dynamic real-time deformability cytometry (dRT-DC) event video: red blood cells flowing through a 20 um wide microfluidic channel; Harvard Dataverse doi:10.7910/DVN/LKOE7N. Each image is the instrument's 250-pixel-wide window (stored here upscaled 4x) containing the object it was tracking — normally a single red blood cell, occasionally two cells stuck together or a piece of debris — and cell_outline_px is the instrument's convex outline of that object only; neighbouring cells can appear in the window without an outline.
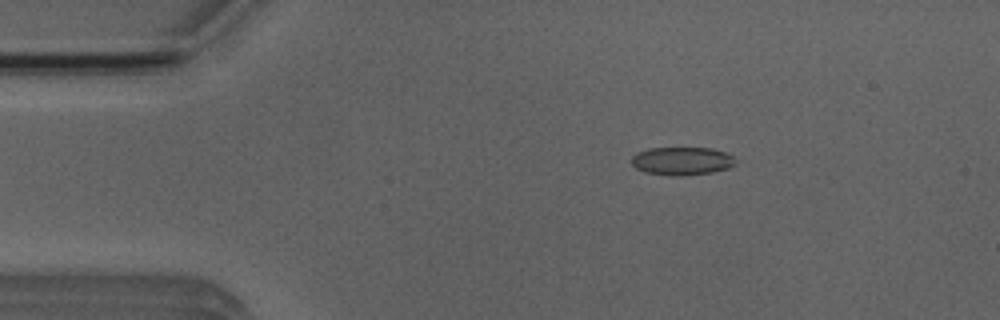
{"species": "Egyptian fruit bat (a non-hibernating species)", "species_latin": "Rousettus aegyptiacus", "temperature_condition": "room temperature", "stored_images_in_passage": 6, "camera_frame_rate_fps": 3000, "um_per_image_px": 0.085, "animal": {"sex": "male"}, "frame": {"image": 1, "passage_image": 3, "time_ms": 2.333, "image_size_px": [1000, 320], "cell_outline_px": [[736, 164], [728, 168], [712, 172], [680, 176], [672, 176], [644, 172], [636, 168], [632, 164], [632, 156], [636, 152], [648, 148], [712, 148], [724, 152], [732, 156], [736, 160]], "centroid_in_image_um": [57.95, 13.68], "position_along_channel_um": 27.1, "area_um2": 17.11}}